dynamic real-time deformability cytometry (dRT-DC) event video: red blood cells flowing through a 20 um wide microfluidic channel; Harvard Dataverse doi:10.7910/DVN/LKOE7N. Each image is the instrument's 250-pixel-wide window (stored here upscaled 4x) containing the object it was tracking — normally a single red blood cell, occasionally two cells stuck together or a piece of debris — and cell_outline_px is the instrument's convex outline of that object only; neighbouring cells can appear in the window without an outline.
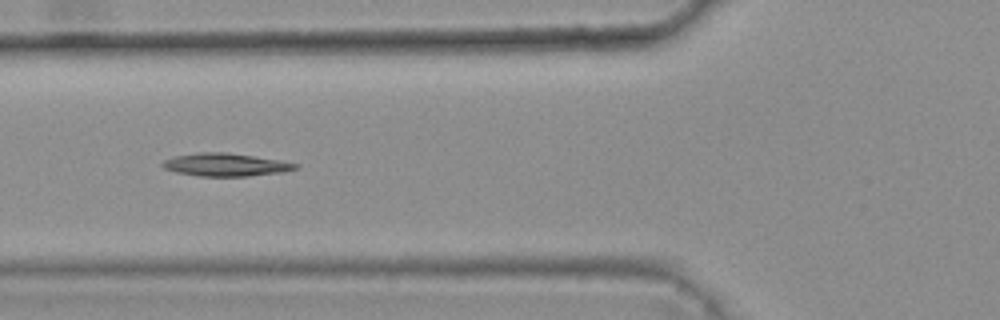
{"species": "common noctule bat (a hibernating species)", "species_latin": "Nyctalus noctula", "temperature_condition": "warm", "stored_images_in_passage": 7, "camera_frame_rate_fps": 3000, "um_per_image_px": 0.085, "animal": {"sex": "female", "body_mass_g": 25.1}, "frame": {"image": 1, "passage_image": 5, "time_ms": 1.333, "image_size_px": [1000, 320], "cell_outline_px": [[300, 168], [284, 172], [248, 176], [196, 176], [176, 172], [164, 168], [160, 164], [164, 160], [172, 156], [200, 152], [224, 152], [280, 160], [300, 164]], "centroid_in_image_um": [19.18, 14.0], "position_along_channel_um": 106.6, "area_um2": 17.86}}
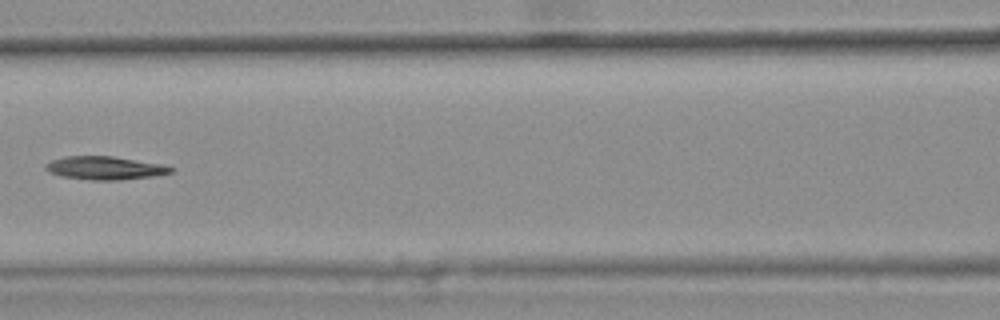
{"frame": {"image": 2, "passage_image": 6, "time_ms": 1.667, "image_size_px": [1000, 320], "cell_outline_px": [[176, 168], [172, 172], [152, 176], [120, 180], [92, 180], [64, 176], [52, 172], [44, 168], [52, 160], [64, 156], [112, 156], [160, 164]], "centroid_in_image_um": [8.95, 14.27], "position_along_channel_um": 157.6, "area_um2": 16.59}}